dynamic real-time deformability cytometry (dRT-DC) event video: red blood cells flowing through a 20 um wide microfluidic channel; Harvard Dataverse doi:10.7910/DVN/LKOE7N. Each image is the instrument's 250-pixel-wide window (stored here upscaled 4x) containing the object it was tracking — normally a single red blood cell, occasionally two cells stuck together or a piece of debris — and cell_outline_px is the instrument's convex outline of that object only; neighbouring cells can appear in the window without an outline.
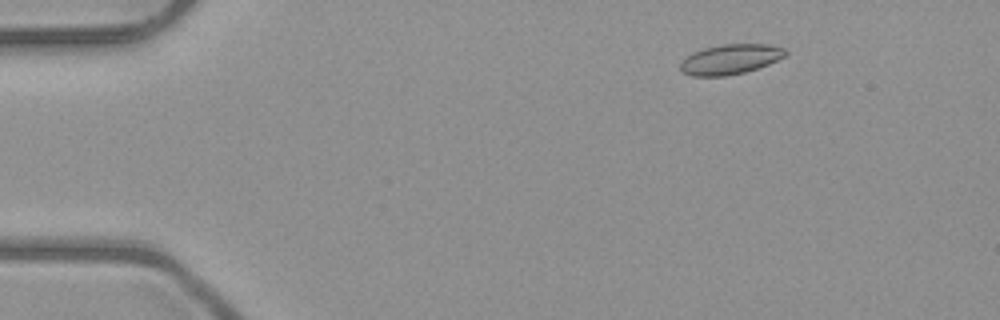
{"species": "common noctule bat (a hibernating species)", "species_latin": "Nyctalus noctula", "temperature_condition": "room temperature", "stored_images_in_passage": 51, "camera_frame_rate_fps": 3000, "um_per_image_px": 0.085, "animal": {"sex": "male", "body_mass_g": 23.1, "forearm_length_mm": 52.7}, "frame": {"image": 1, "passage_image": 7, "time_ms": 2.0, "image_size_px": [1000, 320], "cell_outline_px": [[788, 52], [784, 56], [768, 64], [744, 72], [724, 76], [692, 76], [684, 72], [680, 68], [680, 64], [692, 52], [704, 48], [720, 44], [768, 44], [784, 48]], "centroid_in_image_um": [62.08, 5.03], "position_along_channel_um": 22.9, "area_um2": 18.15}}
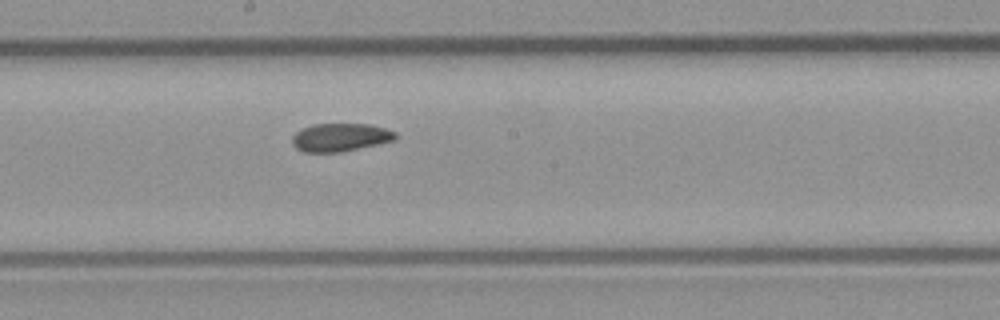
{"frame": {"image": 2, "passage_image": 28, "time_ms": 9.0, "image_size_px": [1000, 320], "cell_outline_px": [[396, 136], [392, 140], [376, 144], [340, 152], [304, 152], [296, 148], [292, 144], [292, 136], [296, 132], [312, 124], [372, 124], [396, 132]], "centroid_in_image_um": [28.88, 11.67], "position_along_channel_um": 219.3, "area_um2": 16.7}}
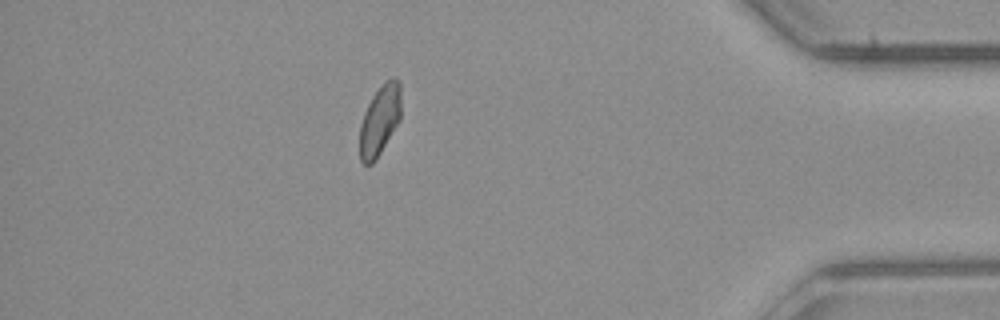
{"frame": {"image": 3, "passage_image": 45, "time_ms": 14.667, "image_size_px": [1000, 320], "cell_outline_px": [[400, 120], [376, 160], [372, 164], [364, 164], [360, 160], [360, 124], [364, 112], [372, 96], [392, 76], [396, 76], [400, 80]], "centroid_in_image_um": [32.29, 10.23], "position_along_channel_um": 402.9, "area_um2": 16.82}, "authors_computed_cell_mechanics": {"area_um2": 17.3978, "velocity_mm_per_s": 4.0111, "shape_relaxation_time_tau1_ms": null, "shape_relaxation_time_tau2_ms": 1.8687, "deformation_change_tau1": null, "deformation_change_tau2": 0.0463}}